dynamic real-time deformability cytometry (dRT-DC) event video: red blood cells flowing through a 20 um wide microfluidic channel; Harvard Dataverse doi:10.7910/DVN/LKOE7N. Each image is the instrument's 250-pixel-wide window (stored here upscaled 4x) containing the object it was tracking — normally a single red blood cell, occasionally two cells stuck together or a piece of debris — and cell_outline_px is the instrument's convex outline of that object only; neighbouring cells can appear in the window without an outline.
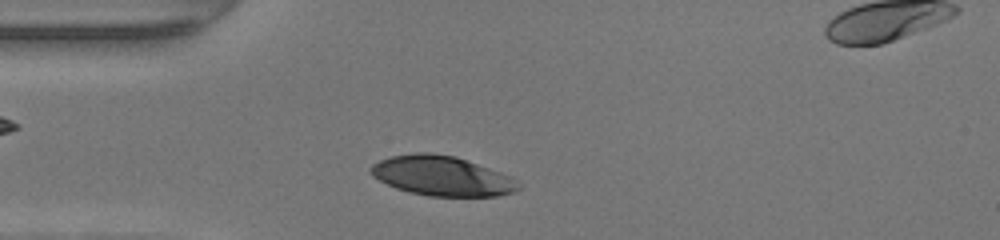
{"species": "human", "species_latin": "Homo sapiens", "temperature_condition": "warm", "stored_images_in_passage": 35, "camera_frame_rate_fps": 3000, "um_per_image_px": 0.085, "donor": {"sex": "female"}, "frame": {"image": 1, "passage_image": 4, "time_ms": 1.0, "image_size_px": [1000, 240], "cell_outline_px": [[520, 188], [516, 192], [496, 196], [428, 196], [408, 192], [396, 188], [372, 176], [368, 168], [372, 164], [380, 160], [392, 156], [412, 152], [428, 152], [456, 156], [512, 176], [520, 184]], "centroid_in_image_um": [37.57, 14.95], "position_along_channel_um": 47.4, "area_um2": 34.45}}
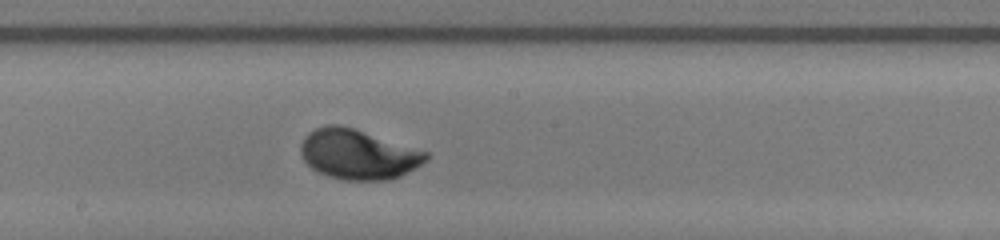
{"frame": {"image": 2, "passage_image": 17, "time_ms": 5.333, "image_size_px": [1000, 240], "cell_outline_px": [[428, 160], [400, 176], [388, 180], [344, 180], [328, 176], [316, 172], [304, 160], [300, 152], [300, 144], [304, 136], [308, 132], [324, 124], [340, 124], [428, 152]], "centroid_in_image_um": [30.39, 13.11], "position_along_channel_um": 217.8, "area_um2": 36.41}}
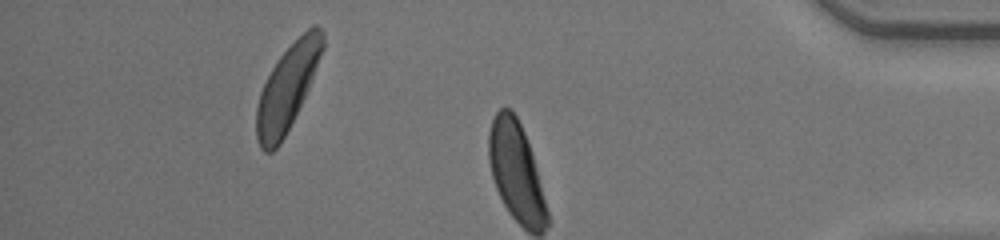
{"frame": {"image": 3, "passage_image": 31, "time_ms": 10.0, "image_size_px": [1000, 240], "cell_outline_px": [[324, 48], [308, 88], [280, 144], [272, 152], [264, 152], [260, 148], [256, 140], [256, 108], [260, 92], [272, 68], [280, 56], [312, 24], [316, 24], [324, 32]], "centroid_in_image_um": [24.41, 7.46], "position_along_channel_um": 410.8, "area_um2": 32.19}, "authors_computed_cell_mechanics": {"area_um2": 34.969, "velocity_mm_per_s": 4.2761, "shape_relaxation_time_tau1_ms": 2.8469, "shape_relaxation_time_tau2_ms": null, "deformation_change_tau1": 0.1781, "deformation_change_tau2": null}}